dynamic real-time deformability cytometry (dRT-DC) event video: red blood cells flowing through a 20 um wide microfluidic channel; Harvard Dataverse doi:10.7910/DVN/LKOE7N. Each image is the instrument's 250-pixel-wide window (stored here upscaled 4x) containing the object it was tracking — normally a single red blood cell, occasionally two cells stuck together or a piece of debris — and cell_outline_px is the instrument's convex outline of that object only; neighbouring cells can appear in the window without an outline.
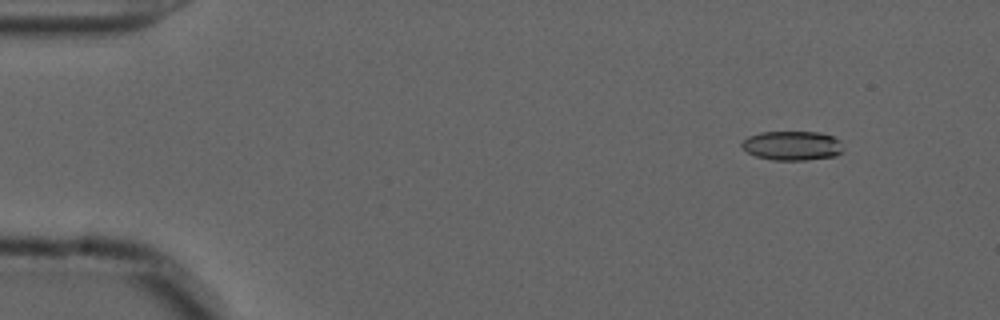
{"species": "common noctule bat (a hibernating species)", "species_latin": "Nyctalus noctula", "temperature_condition": "cold", "stored_images_in_passage": 56, "camera_frame_rate_fps": 3000, "um_per_image_px": 0.085, "animal": {"sex": "male", "forearm_length_mm": 52.5}, "frame": {"image": 1, "passage_image": 6, "time_ms": 1.667, "image_size_px": [1000, 320], "cell_outline_px": [[844, 148], [836, 156], [804, 160], [772, 160], [756, 156], [748, 152], [740, 144], [748, 136], [760, 132], [820, 132], [832, 136], [840, 140]], "centroid_in_image_um": [67.36, 12.38], "position_along_channel_um": 17.6, "area_um2": 17.34}}
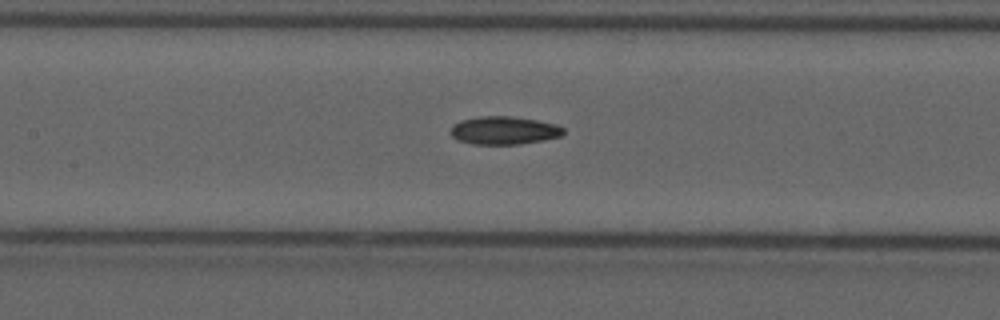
{"frame": {"image": 2, "passage_image": 26, "time_ms": 8.333, "image_size_px": [1000, 320], "cell_outline_px": [[564, 132], [560, 136], [544, 140], [520, 144], [472, 144], [460, 140], [452, 136], [452, 128], [460, 120], [480, 116], [512, 116], [536, 120], [556, 124], [564, 128]], "centroid_in_image_um": [42.88, 11.08], "position_along_channel_um": 164.5, "area_um2": 18.26}}
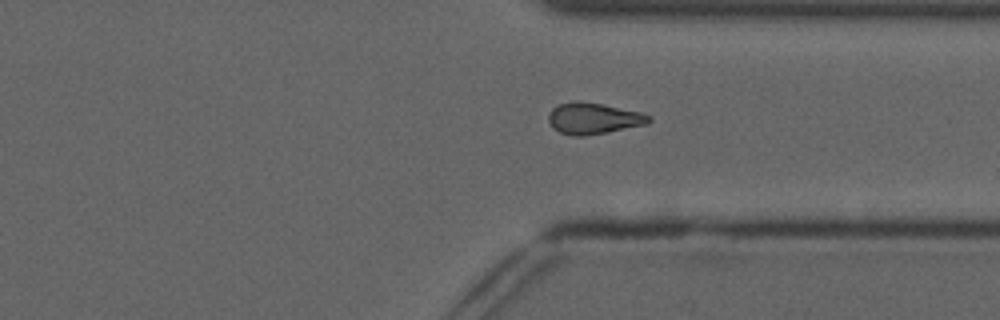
{"frame": {"image": 3, "passage_image": 42, "time_ms": 13.667, "image_size_px": [1000, 320], "cell_outline_px": [[652, 120], [648, 124], [584, 136], [572, 136], [560, 132], [552, 128], [548, 120], [548, 116], [552, 108], [560, 104], [576, 100], [580, 100], [640, 112], [652, 116]], "centroid_in_image_um": [50.43, 10.06], "position_along_channel_um": 361.0, "area_um2": 18.26}, "authors_computed_cell_mechanics": {"area_um2": 17.918, "velocity_mm_per_s": 3.6882, "shape_relaxation_time_tau1_ms": null, "shape_relaxation_time_tau2_ms": 6.3893, "deformation_change_tau1": null, "deformation_change_tau2": 0.1455}}